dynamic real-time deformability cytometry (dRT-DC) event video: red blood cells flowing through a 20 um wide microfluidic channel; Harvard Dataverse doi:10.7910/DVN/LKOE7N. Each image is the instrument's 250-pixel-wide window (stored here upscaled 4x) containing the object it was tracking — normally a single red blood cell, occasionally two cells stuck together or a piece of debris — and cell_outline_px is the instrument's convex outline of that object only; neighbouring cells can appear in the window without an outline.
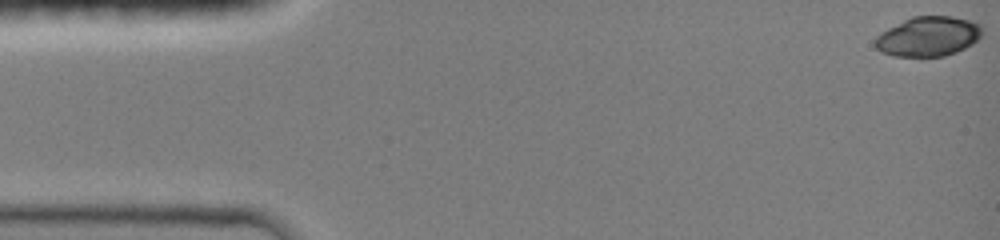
{"species": "common noctule bat (a hibernating species)", "species_latin": "Nyctalus noctula", "temperature_condition": "room temperature", "stored_images_in_passage": 18, "camera_frame_rate_fps": 3000, "um_per_image_px": 0.085, "animal": {"sex": "female", "body_mass_g": 19.0, "forearm_length_mm": 51.5}, "frame": {"image": 1, "passage_image": 1, "time_ms": 0.0, "image_size_px": [1000, 240], "cell_outline_px": [[980, 36], [972, 44], [956, 52], [944, 56], [892, 56], [880, 52], [872, 44], [876, 36], [880, 32], [912, 16], [952, 16], [968, 20], [980, 24]], "centroid_in_image_um": [78.83, 3.1], "position_along_channel_um": 6.2, "area_um2": 24.74}}
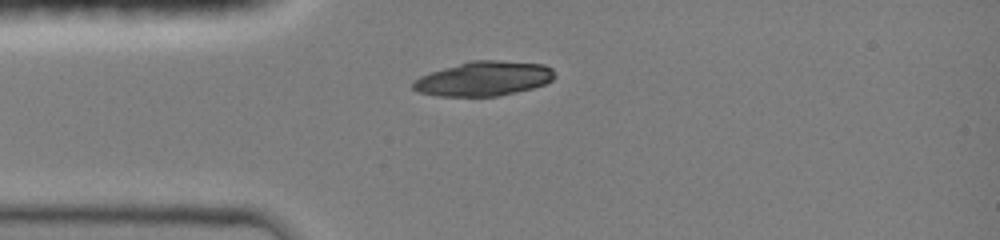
{"frame": {"image": 2, "passage_image": 15, "time_ms": 3.667, "image_size_px": [1000, 240], "cell_outline_px": [[556, 76], [552, 80], [544, 84], [532, 88], [496, 96], [440, 96], [420, 92], [412, 88], [412, 84], [420, 76], [444, 68], [472, 60], [496, 60], [544, 64], [552, 68]], "centroid_in_image_um": [41.15, 6.68], "position_along_channel_um": 43.8, "area_um2": 28.15}}